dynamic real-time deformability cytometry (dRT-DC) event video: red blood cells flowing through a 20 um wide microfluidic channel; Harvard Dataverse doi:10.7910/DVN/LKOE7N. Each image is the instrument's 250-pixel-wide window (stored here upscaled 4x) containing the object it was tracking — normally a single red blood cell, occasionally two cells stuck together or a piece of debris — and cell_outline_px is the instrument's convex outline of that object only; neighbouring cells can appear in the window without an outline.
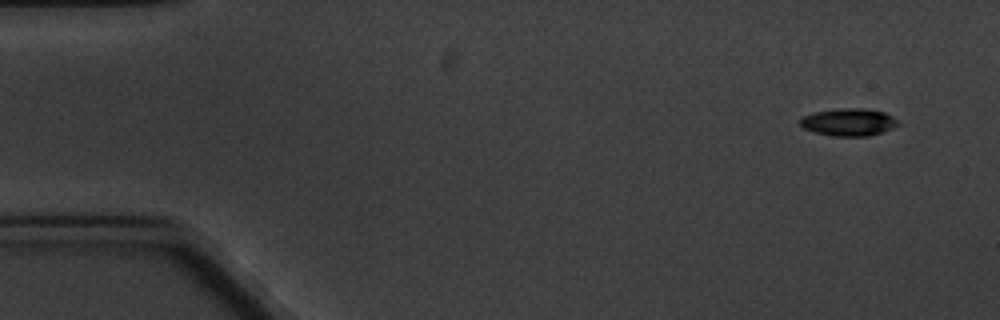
{"species": "common noctule bat (a hibernating species)", "species_latin": "Nyctalus noctula", "temperature_condition": "cold", "stored_images_in_passage": 4, "camera_frame_rate_fps": 3000, "um_per_image_px": 0.085, "animal": {"sex": "male", "body_mass_g": 20.1, "forearm_length_mm": 53.5}, "frame": {"image": 1, "passage_image": 1, "time_ms": 0.0, "image_size_px": [1000, 320], "cell_outline_px": [[900, 124], [892, 128], [868, 136], [832, 136], [816, 132], [804, 128], [800, 124], [800, 116], [812, 112], [840, 108], [864, 108], [884, 112], [892, 116]], "centroid_in_image_um": [72.1, 10.37], "position_along_channel_um": 12.9, "area_um2": 15.66}}